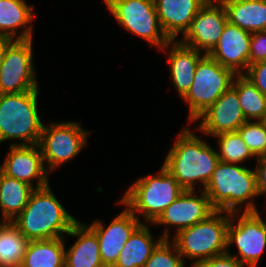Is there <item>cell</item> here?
I'll list each match as a JSON object with an SVG mask.
<instances>
[{
	"label": "cell",
	"mask_w": 266,
	"mask_h": 267,
	"mask_svg": "<svg viewBox=\"0 0 266 267\" xmlns=\"http://www.w3.org/2000/svg\"><path fill=\"white\" fill-rule=\"evenodd\" d=\"M217 138L219 160L225 163L241 164L255 157L242 139L238 131L224 132L214 136Z\"/></svg>",
	"instance_id": "83f0119b"
},
{
	"label": "cell",
	"mask_w": 266,
	"mask_h": 267,
	"mask_svg": "<svg viewBox=\"0 0 266 267\" xmlns=\"http://www.w3.org/2000/svg\"><path fill=\"white\" fill-rule=\"evenodd\" d=\"M232 87L237 91L239 104L247 121H266V95L243 74L234 77Z\"/></svg>",
	"instance_id": "484cf974"
},
{
	"label": "cell",
	"mask_w": 266,
	"mask_h": 267,
	"mask_svg": "<svg viewBox=\"0 0 266 267\" xmlns=\"http://www.w3.org/2000/svg\"><path fill=\"white\" fill-rule=\"evenodd\" d=\"M34 9L25 0H0V35L14 40L32 39Z\"/></svg>",
	"instance_id": "44dd1931"
},
{
	"label": "cell",
	"mask_w": 266,
	"mask_h": 267,
	"mask_svg": "<svg viewBox=\"0 0 266 267\" xmlns=\"http://www.w3.org/2000/svg\"><path fill=\"white\" fill-rule=\"evenodd\" d=\"M251 35L227 21L218 43L208 55L236 75L244 74L249 66Z\"/></svg>",
	"instance_id": "e0dca14e"
},
{
	"label": "cell",
	"mask_w": 266,
	"mask_h": 267,
	"mask_svg": "<svg viewBox=\"0 0 266 267\" xmlns=\"http://www.w3.org/2000/svg\"><path fill=\"white\" fill-rule=\"evenodd\" d=\"M243 75L266 95V60L249 65Z\"/></svg>",
	"instance_id": "1f68e13d"
},
{
	"label": "cell",
	"mask_w": 266,
	"mask_h": 267,
	"mask_svg": "<svg viewBox=\"0 0 266 267\" xmlns=\"http://www.w3.org/2000/svg\"><path fill=\"white\" fill-rule=\"evenodd\" d=\"M33 38L14 40L7 48L0 67V94L38 89L33 58Z\"/></svg>",
	"instance_id": "8fae6325"
},
{
	"label": "cell",
	"mask_w": 266,
	"mask_h": 267,
	"mask_svg": "<svg viewBox=\"0 0 266 267\" xmlns=\"http://www.w3.org/2000/svg\"><path fill=\"white\" fill-rule=\"evenodd\" d=\"M146 223H141L123 246L113 267H144L153 250L163 240L160 236L154 241Z\"/></svg>",
	"instance_id": "603a6c76"
},
{
	"label": "cell",
	"mask_w": 266,
	"mask_h": 267,
	"mask_svg": "<svg viewBox=\"0 0 266 267\" xmlns=\"http://www.w3.org/2000/svg\"><path fill=\"white\" fill-rule=\"evenodd\" d=\"M29 242L12 222H6L0 229V267H20Z\"/></svg>",
	"instance_id": "4316f807"
},
{
	"label": "cell",
	"mask_w": 266,
	"mask_h": 267,
	"mask_svg": "<svg viewBox=\"0 0 266 267\" xmlns=\"http://www.w3.org/2000/svg\"><path fill=\"white\" fill-rule=\"evenodd\" d=\"M198 194V195H197ZM216 209L211 205L209 197L200 189L184 190L182 194L173 201L159 216L152 225H162L164 231L161 234L163 239H170V226H173L174 235L191 227L192 225L207 219ZM169 226V227H168Z\"/></svg>",
	"instance_id": "7c38bea8"
},
{
	"label": "cell",
	"mask_w": 266,
	"mask_h": 267,
	"mask_svg": "<svg viewBox=\"0 0 266 267\" xmlns=\"http://www.w3.org/2000/svg\"><path fill=\"white\" fill-rule=\"evenodd\" d=\"M157 173L138 178L116 203L126 206L139 220L143 216L142 223L153 224L185 190L163 165Z\"/></svg>",
	"instance_id": "277c9868"
},
{
	"label": "cell",
	"mask_w": 266,
	"mask_h": 267,
	"mask_svg": "<svg viewBox=\"0 0 266 267\" xmlns=\"http://www.w3.org/2000/svg\"><path fill=\"white\" fill-rule=\"evenodd\" d=\"M78 220L46 187L34 189L22 212L11 221L29 241L66 237Z\"/></svg>",
	"instance_id": "7a4b0ae2"
},
{
	"label": "cell",
	"mask_w": 266,
	"mask_h": 267,
	"mask_svg": "<svg viewBox=\"0 0 266 267\" xmlns=\"http://www.w3.org/2000/svg\"><path fill=\"white\" fill-rule=\"evenodd\" d=\"M43 124L38 146L48 173L67 163L87 146L90 132L79 122H50Z\"/></svg>",
	"instance_id": "ba28073f"
},
{
	"label": "cell",
	"mask_w": 266,
	"mask_h": 267,
	"mask_svg": "<svg viewBox=\"0 0 266 267\" xmlns=\"http://www.w3.org/2000/svg\"><path fill=\"white\" fill-rule=\"evenodd\" d=\"M39 90L0 94V143L10 139L14 146L38 144L44 124L37 107Z\"/></svg>",
	"instance_id": "5b68a950"
},
{
	"label": "cell",
	"mask_w": 266,
	"mask_h": 267,
	"mask_svg": "<svg viewBox=\"0 0 266 267\" xmlns=\"http://www.w3.org/2000/svg\"><path fill=\"white\" fill-rule=\"evenodd\" d=\"M176 245L170 239H163L153 250L144 267H186Z\"/></svg>",
	"instance_id": "f546056e"
},
{
	"label": "cell",
	"mask_w": 266,
	"mask_h": 267,
	"mask_svg": "<svg viewBox=\"0 0 266 267\" xmlns=\"http://www.w3.org/2000/svg\"><path fill=\"white\" fill-rule=\"evenodd\" d=\"M66 236L76 237L70 248H65L64 267H105L99 250L97 234L79 220Z\"/></svg>",
	"instance_id": "ffe728a7"
},
{
	"label": "cell",
	"mask_w": 266,
	"mask_h": 267,
	"mask_svg": "<svg viewBox=\"0 0 266 267\" xmlns=\"http://www.w3.org/2000/svg\"><path fill=\"white\" fill-rule=\"evenodd\" d=\"M142 223L126 206L108 226L100 220L88 226L97 234L99 250L105 267H113L134 230Z\"/></svg>",
	"instance_id": "2e32d148"
},
{
	"label": "cell",
	"mask_w": 266,
	"mask_h": 267,
	"mask_svg": "<svg viewBox=\"0 0 266 267\" xmlns=\"http://www.w3.org/2000/svg\"><path fill=\"white\" fill-rule=\"evenodd\" d=\"M204 192L216 210L259 211L254 201L258 197L256 171L248 166L219 161Z\"/></svg>",
	"instance_id": "3957f363"
},
{
	"label": "cell",
	"mask_w": 266,
	"mask_h": 267,
	"mask_svg": "<svg viewBox=\"0 0 266 267\" xmlns=\"http://www.w3.org/2000/svg\"><path fill=\"white\" fill-rule=\"evenodd\" d=\"M167 51V63L173 87L182 99L189 91L199 60L205 55L179 40H170L162 49Z\"/></svg>",
	"instance_id": "d6986e66"
},
{
	"label": "cell",
	"mask_w": 266,
	"mask_h": 267,
	"mask_svg": "<svg viewBox=\"0 0 266 267\" xmlns=\"http://www.w3.org/2000/svg\"><path fill=\"white\" fill-rule=\"evenodd\" d=\"M208 0H154L160 26L170 40H178Z\"/></svg>",
	"instance_id": "ac0fdd59"
},
{
	"label": "cell",
	"mask_w": 266,
	"mask_h": 267,
	"mask_svg": "<svg viewBox=\"0 0 266 267\" xmlns=\"http://www.w3.org/2000/svg\"><path fill=\"white\" fill-rule=\"evenodd\" d=\"M183 127L166 153L163 166L185 190H196L195 186L200 183L204 190L220 160L211 145L187 126Z\"/></svg>",
	"instance_id": "6da1fadb"
},
{
	"label": "cell",
	"mask_w": 266,
	"mask_h": 267,
	"mask_svg": "<svg viewBox=\"0 0 266 267\" xmlns=\"http://www.w3.org/2000/svg\"><path fill=\"white\" fill-rule=\"evenodd\" d=\"M236 74L208 54L198 62L194 81L182 100L188 103L189 124L210 107L233 83Z\"/></svg>",
	"instance_id": "52a82bcc"
},
{
	"label": "cell",
	"mask_w": 266,
	"mask_h": 267,
	"mask_svg": "<svg viewBox=\"0 0 266 267\" xmlns=\"http://www.w3.org/2000/svg\"><path fill=\"white\" fill-rule=\"evenodd\" d=\"M228 21L247 32L266 31V0H220Z\"/></svg>",
	"instance_id": "7402d4cb"
},
{
	"label": "cell",
	"mask_w": 266,
	"mask_h": 267,
	"mask_svg": "<svg viewBox=\"0 0 266 267\" xmlns=\"http://www.w3.org/2000/svg\"><path fill=\"white\" fill-rule=\"evenodd\" d=\"M3 161L0 170L4 174L23 181L34 189L49 185V173L45 168L38 144L10 145L9 152Z\"/></svg>",
	"instance_id": "9a60e30c"
},
{
	"label": "cell",
	"mask_w": 266,
	"mask_h": 267,
	"mask_svg": "<svg viewBox=\"0 0 266 267\" xmlns=\"http://www.w3.org/2000/svg\"><path fill=\"white\" fill-rule=\"evenodd\" d=\"M14 41V39L8 37V36H4V35H0V67L3 64V60H4V55L5 52L8 48V46Z\"/></svg>",
	"instance_id": "e575fe53"
},
{
	"label": "cell",
	"mask_w": 266,
	"mask_h": 267,
	"mask_svg": "<svg viewBox=\"0 0 266 267\" xmlns=\"http://www.w3.org/2000/svg\"><path fill=\"white\" fill-rule=\"evenodd\" d=\"M194 267H246L233 255L224 253L197 263Z\"/></svg>",
	"instance_id": "d6a6232c"
},
{
	"label": "cell",
	"mask_w": 266,
	"mask_h": 267,
	"mask_svg": "<svg viewBox=\"0 0 266 267\" xmlns=\"http://www.w3.org/2000/svg\"><path fill=\"white\" fill-rule=\"evenodd\" d=\"M65 239L30 241L20 267H64Z\"/></svg>",
	"instance_id": "d4e9b609"
},
{
	"label": "cell",
	"mask_w": 266,
	"mask_h": 267,
	"mask_svg": "<svg viewBox=\"0 0 266 267\" xmlns=\"http://www.w3.org/2000/svg\"><path fill=\"white\" fill-rule=\"evenodd\" d=\"M229 221L230 212L216 210L207 219L174 235L172 242L184 262L191 259L190 267H194L203 260L226 253Z\"/></svg>",
	"instance_id": "8992f818"
},
{
	"label": "cell",
	"mask_w": 266,
	"mask_h": 267,
	"mask_svg": "<svg viewBox=\"0 0 266 267\" xmlns=\"http://www.w3.org/2000/svg\"><path fill=\"white\" fill-rule=\"evenodd\" d=\"M200 133L214 137L224 132H236L247 121L237 91L231 86L210 107L200 114L195 122Z\"/></svg>",
	"instance_id": "5bb4252c"
},
{
	"label": "cell",
	"mask_w": 266,
	"mask_h": 267,
	"mask_svg": "<svg viewBox=\"0 0 266 267\" xmlns=\"http://www.w3.org/2000/svg\"><path fill=\"white\" fill-rule=\"evenodd\" d=\"M266 60V31L251 35L249 65Z\"/></svg>",
	"instance_id": "4dcf8cb0"
},
{
	"label": "cell",
	"mask_w": 266,
	"mask_h": 267,
	"mask_svg": "<svg viewBox=\"0 0 266 267\" xmlns=\"http://www.w3.org/2000/svg\"><path fill=\"white\" fill-rule=\"evenodd\" d=\"M34 190L29 184L14 179L0 170V212L1 219L13 221L25 208Z\"/></svg>",
	"instance_id": "cb8c5ba5"
},
{
	"label": "cell",
	"mask_w": 266,
	"mask_h": 267,
	"mask_svg": "<svg viewBox=\"0 0 266 267\" xmlns=\"http://www.w3.org/2000/svg\"><path fill=\"white\" fill-rule=\"evenodd\" d=\"M261 215L259 211L230 213L226 253L246 267H257L266 249V219L264 221ZM232 244L237 249V255L229 251Z\"/></svg>",
	"instance_id": "30bf717a"
},
{
	"label": "cell",
	"mask_w": 266,
	"mask_h": 267,
	"mask_svg": "<svg viewBox=\"0 0 266 267\" xmlns=\"http://www.w3.org/2000/svg\"><path fill=\"white\" fill-rule=\"evenodd\" d=\"M256 171V182H257V194L259 196H266V157H258Z\"/></svg>",
	"instance_id": "836d02e7"
},
{
	"label": "cell",
	"mask_w": 266,
	"mask_h": 267,
	"mask_svg": "<svg viewBox=\"0 0 266 267\" xmlns=\"http://www.w3.org/2000/svg\"><path fill=\"white\" fill-rule=\"evenodd\" d=\"M238 132L256 158L266 155V121H246Z\"/></svg>",
	"instance_id": "f1b7e54d"
},
{
	"label": "cell",
	"mask_w": 266,
	"mask_h": 267,
	"mask_svg": "<svg viewBox=\"0 0 266 267\" xmlns=\"http://www.w3.org/2000/svg\"><path fill=\"white\" fill-rule=\"evenodd\" d=\"M118 24L143 38L150 47L162 49L170 39L162 30L154 0H103Z\"/></svg>",
	"instance_id": "9c48e42d"
},
{
	"label": "cell",
	"mask_w": 266,
	"mask_h": 267,
	"mask_svg": "<svg viewBox=\"0 0 266 267\" xmlns=\"http://www.w3.org/2000/svg\"><path fill=\"white\" fill-rule=\"evenodd\" d=\"M227 21L222 2L208 0L192 20L190 28L178 40L199 52L209 54L218 43Z\"/></svg>",
	"instance_id": "4fadbf2b"
},
{
	"label": "cell",
	"mask_w": 266,
	"mask_h": 267,
	"mask_svg": "<svg viewBox=\"0 0 266 267\" xmlns=\"http://www.w3.org/2000/svg\"><path fill=\"white\" fill-rule=\"evenodd\" d=\"M5 223H6V221H5L4 219H2V220L0 221V229H1V227H2Z\"/></svg>",
	"instance_id": "d590c367"
}]
</instances>
